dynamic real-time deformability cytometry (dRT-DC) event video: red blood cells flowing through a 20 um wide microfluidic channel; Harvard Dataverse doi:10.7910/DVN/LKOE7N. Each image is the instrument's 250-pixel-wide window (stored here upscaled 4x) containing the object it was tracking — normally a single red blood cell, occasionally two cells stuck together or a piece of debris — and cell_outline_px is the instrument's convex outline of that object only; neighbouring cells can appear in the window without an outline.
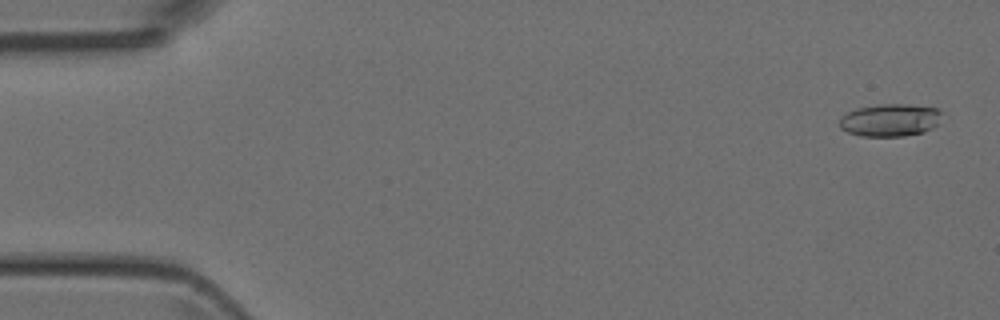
{"species": "Egyptian fruit bat (a non-hibernating species)", "species_latin": "Rousettus aegyptiacus", "temperature_condition": "room temperature", "stored_images_in_passage": 48, "camera_frame_rate_fps": 3000, "um_per_image_px": 0.085, "animal": {"sex": "female"}, "frame": {"image": 1, "passage_image": 2, "time_ms": 0.333, "image_size_px": [1000, 320], "cell_outline_px": [[940, 112], [936, 124], [932, 128], [924, 132], [904, 136], [860, 136], [848, 132], [840, 128], [840, 116], [856, 108], [880, 104], [904, 104], [936, 108]], "centroid_in_image_um": [75.6, 10.21], "position_along_channel_um": 9.4, "area_um2": 19.25}}
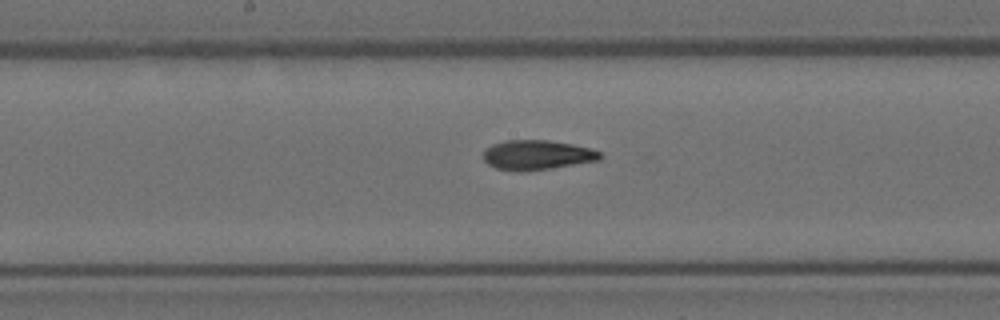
{"frame": {"image": 2, "passage_image": 25, "time_ms": 8.0, "image_size_px": [1000, 320], "cell_outline_px": [[604, 156], [600, 160], [548, 168], [496, 168], [488, 164], [484, 160], [484, 148], [492, 144], [504, 140], [548, 140], [572, 144], [592, 148], [600, 152]], "centroid_in_image_um": [45.69, 13.11], "position_along_channel_um": 202.5, "area_um2": 19.48}}
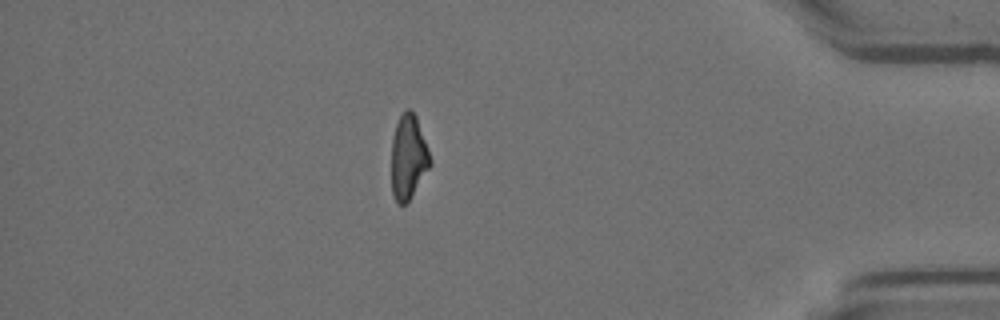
{"frame": {"image": 3, "passage_image": 42, "time_ms": 13.667, "image_size_px": [1000, 320], "cell_outline_px": [[432, 164], [408, 200], [404, 204], [396, 204], [392, 192], [392, 136], [396, 124], [404, 108], [408, 108], [416, 116], [428, 148], [432, 160]], "centroid_in_image_um": [34.71, 13.33], "position_along_channel_um": 400.5, "area_um2": 18.96}}